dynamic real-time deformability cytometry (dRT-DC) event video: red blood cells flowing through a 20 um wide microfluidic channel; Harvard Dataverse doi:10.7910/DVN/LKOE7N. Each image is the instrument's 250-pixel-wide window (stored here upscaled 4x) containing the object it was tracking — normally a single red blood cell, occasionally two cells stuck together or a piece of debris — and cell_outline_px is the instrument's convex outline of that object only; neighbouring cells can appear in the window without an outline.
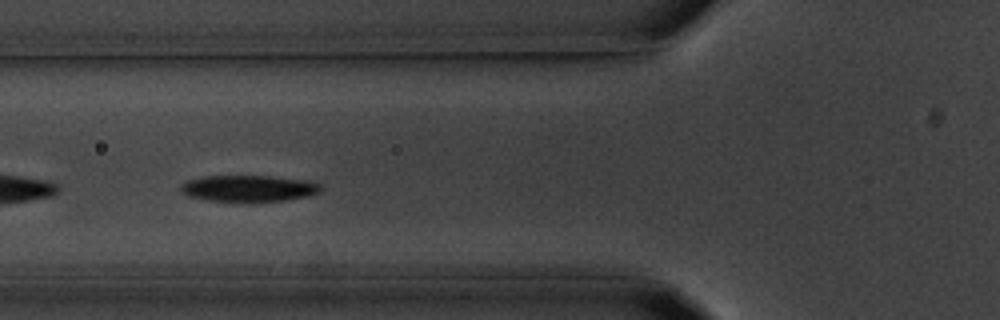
{"species": "common noctule bat (a hibernating species)", "species_latin": "Nyctalus noctula", "temperature_condition": "room temperature", "stored_images_in_passage": 28, "camera_frame_rate_fps": 3000, "um_per_image_px": 0.085, "animal": {"sex": "male", "body_mass_g": 20.1, "forearm_length_mm": 53.5}, "frame": {"image": 1, "passage_image": 17, "time_ms": 5.333, "image_size_px": [1000, 320], "cell_outline_px": [[324, 188], [320, 192], [308, 196], [284, 200], [208, 200], [188, 196], [180, 188], [180, 184], [188, 180], [204, 176], [272, 176], [308, 180], [320, 184]], "centroid_in_image_um": [21.18, 15.98], "position_along_channel_um": 104.6, "area_um2": 21.15}}